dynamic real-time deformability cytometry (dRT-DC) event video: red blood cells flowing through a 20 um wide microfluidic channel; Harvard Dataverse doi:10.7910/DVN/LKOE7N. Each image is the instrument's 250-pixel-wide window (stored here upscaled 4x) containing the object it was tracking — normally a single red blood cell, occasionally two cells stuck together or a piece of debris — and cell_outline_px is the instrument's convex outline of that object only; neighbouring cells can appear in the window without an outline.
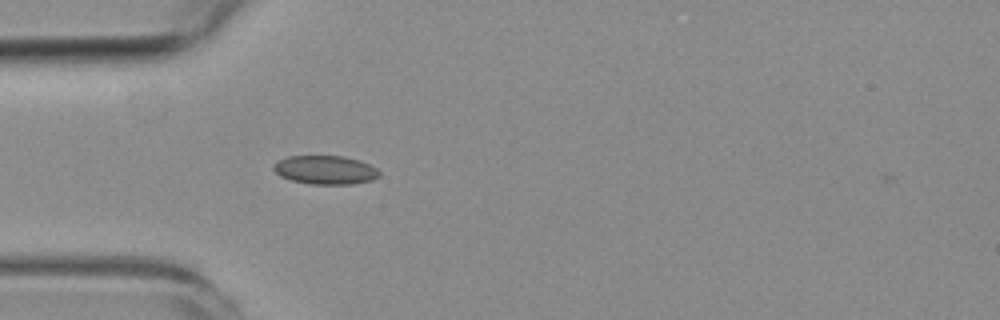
{"species": "common noctule bat (a hibernating species)", "species_latin": "Nyctalus noctula", "temperature_condition": "room temperature", "stored_images_in_passage": 2, "camera_frame_rate_fps": 3000, "um_per_image_px": 0.085, "animal": {"sex": "female", "body_mass_g": 19.3, "forearm_length_mm": 54.1}, "frame": {"image": 1, "passage_image": 2, "time_ms": 1.0, "image_size_px": [1000, 320], "cell_outline_px": [[380, 176], [372, 180], [352, 184], [308, 184], [292, 180], [280, 176], [272, 168], [272, 164], [288, 156], [344, 156], [360, 160], [376, 168], [380, 172]], "centroid_in_image_um": [27.66, 14.44], "position_along_channel_um": 57.3, "area_um2": 17.74}}